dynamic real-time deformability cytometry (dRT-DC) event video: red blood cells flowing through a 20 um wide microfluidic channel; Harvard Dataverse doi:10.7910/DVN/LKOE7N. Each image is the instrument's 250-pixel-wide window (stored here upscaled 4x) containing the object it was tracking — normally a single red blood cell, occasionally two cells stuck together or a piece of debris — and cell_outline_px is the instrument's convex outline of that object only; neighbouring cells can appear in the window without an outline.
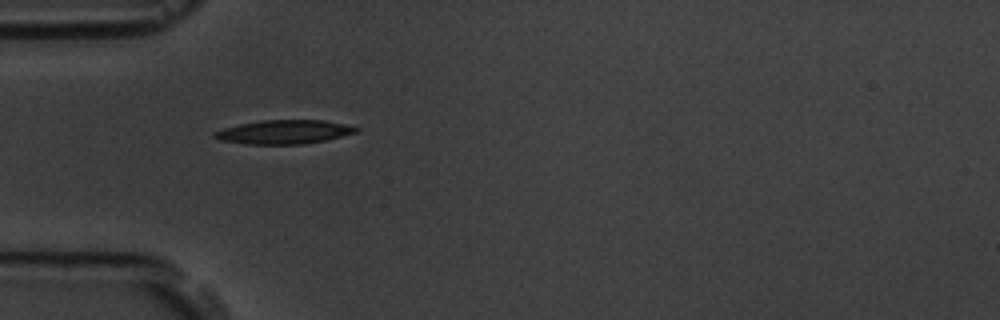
{"species": "common noctule bat (a hibernating species)", "species_latin": "Nyctalus noctula", "temperature_condition": "room temperature", "stored_images_in_passage": 39, "camera_frame_rate_fps": 3000, "um_per_image_px": 0.085, "animal": {"sex": "male", "body_mass_g": 19.5, "forearm_length_mm": 54.6}, "frame": {"image": 1, "passage_image": 1, "time_ms": 0.0, "image_size_px": [1000, 320], "cell_outline_px": [[360, 128], [356, 132], [328, 140], [304, 144], [244, 144], [220, 140], [212, 136], [212, 132], [224, 128], [240, 124], [260, 120], [324, 120], [344, 124]], "centroid_in_image_um": [24.12, 11.22], "position_along_channel_um": 60.9, "area_um2": 19.77}}
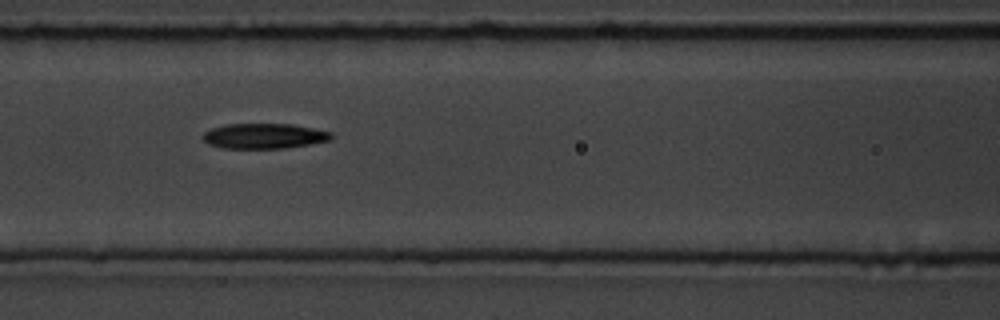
{"frame": {"image": 2, "passage_image": 8, "time_ms": 2.333, "image_size_px": [1000, 320], "cell_outline_px": [[332, 140], [284, 148], [224, 148], [208, 144], [200, 136], [204, 132], [212, 128], [228, 124], [292, 124], [332, 132]], "centroid_in_image_um": [22.43, 11.56], "position_along_channel_um": 144.2, "area_um2": 18.79}}
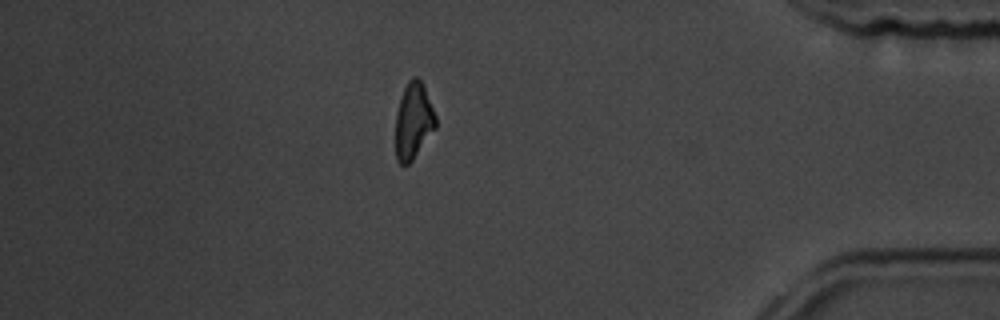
{"frame": {"image": 3, "passage_image": 32, "time_ms": 10.333, "image_size_px": [1000, 320], "cell_outline_px": [[436, 128], [412, 160], [404, 168], [396, 160], [396, 112], [404, 88], [408, 80], [412, 76], [416, 76], [424, 84], [436, 116]], "centroid_in_image_um": [35.14, 10.28], "position_along_channel_um": 400.1, "area_um2": 17.98}, "authors_computed_cell_mechanics": {"area_um2": 19.074, "velocity_mm_per_s": 3.6801, "shape_relaxation_time_tau1_ms": 5.451, "shape_relaxation_time_tau2_ms": null, "deformation_change_tau1": 0.1728, "deformation_change_tau2": null}}